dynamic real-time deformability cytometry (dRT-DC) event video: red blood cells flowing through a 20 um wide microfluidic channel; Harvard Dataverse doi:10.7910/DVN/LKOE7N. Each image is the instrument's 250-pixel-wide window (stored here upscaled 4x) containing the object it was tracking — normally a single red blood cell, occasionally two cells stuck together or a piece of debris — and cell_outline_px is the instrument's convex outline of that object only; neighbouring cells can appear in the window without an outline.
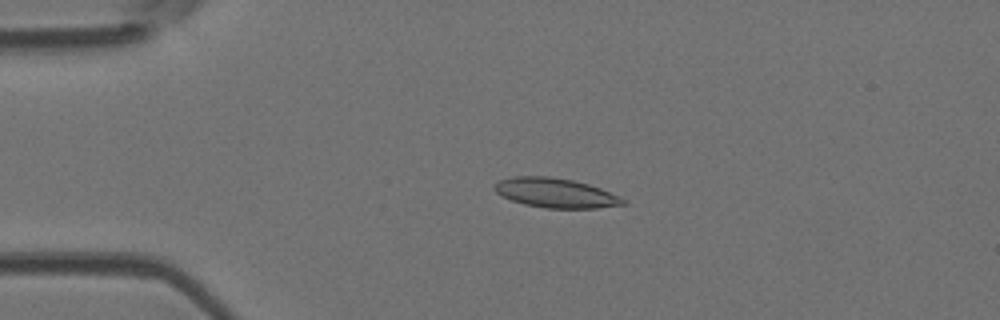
{"species": "Egyptian fruit bat (a non-hibernating species)", "species_latin": "Rousettus aegyptiacus", "temperature_condition": "room temperature", "stored_images_in_passage": 52, "camera_frame_rate_fps": 3000, "um_per_image_px": 0.085, "animal": {"sex": "female"}, "frame": {"image": 1, "passage_image": 12, "time_ms": 3.667, "image_size_px": [1000, 320], "cell_outline_px": [[628, 204], [596, 208], [544, 208], [524, 204], [512, 200], [496, 192], [492, 188], [500, 180], [512, 176], [548, 176], [572, 180], [588, 184], [600, 188], [620, 196], [628, 200]], "centroid_in_image_um": [47.26, 16.4], "position_along_channel_um": 37.7, "area_um2": 22.14}}
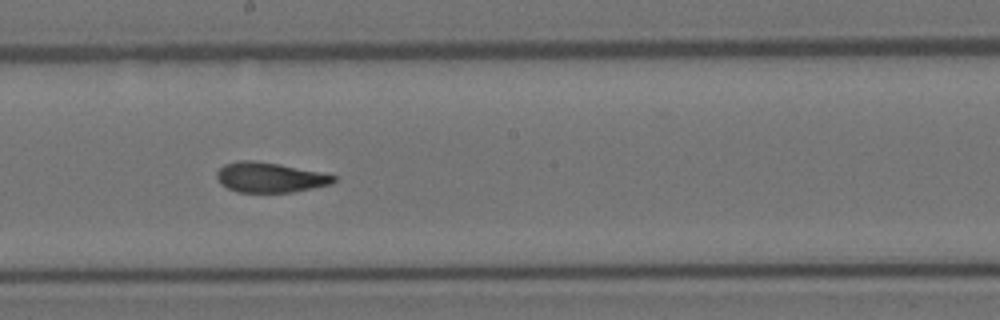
{"frame": {"image": 2, "passage_image": 29, "time_ms": 9.333, "image_size_px": [1000, 320], "cell_outline_px": [[336, 180], [332, 184], [292, 192], [236, 192], [220, 184], [216, 176], [216, 172], [224, 164], [236, 160], [252, 160], [280, 164], [336, 176]], "centroid_in_image_um": [22.89, 15.08], "position_along_channel_um": 225.3, "area_um2": 20.4}}
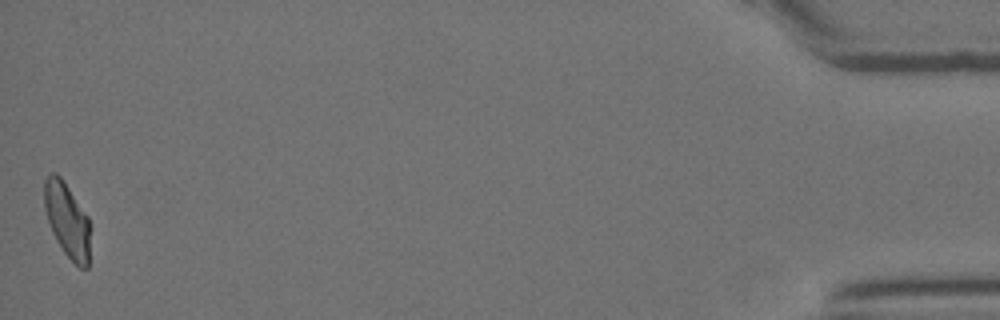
{"frame": {"image": 3, "passage_image": 52, "time_ms": 17.0, "image_size_px": [1000, 320], "cell_outline_px": [[92, 228], [88, 268], [80, 268], [64, 252], [56, 240], [52, 232], [44, 208], [44, 180], [48, 172], [56, 172], [60, 176], [88, 216]], "centroid_in_image_um": [5.73, 18.71], "position_along_channel_um": 429.5, "area_um2": 20.35}, "authors_computed_cell_mechanics": {"area_um2": 21.1837, "velocity_mm_per_s": 3.8918, "shape_relaxation_time_tau1_ms": 7.4823, "shape_relaxation_time_tau2_ms": 1.8816, "deformation_change_tau1": 0.1897, "deformation_change_tau2": 0.078}}